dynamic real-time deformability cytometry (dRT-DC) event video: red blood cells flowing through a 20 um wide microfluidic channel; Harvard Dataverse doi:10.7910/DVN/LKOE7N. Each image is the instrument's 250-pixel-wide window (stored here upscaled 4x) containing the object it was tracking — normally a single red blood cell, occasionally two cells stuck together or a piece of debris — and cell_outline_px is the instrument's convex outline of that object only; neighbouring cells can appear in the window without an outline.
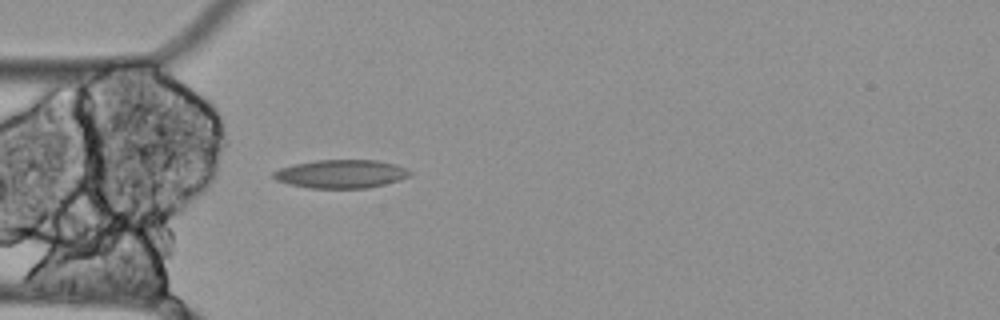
{"species": "Egyptian fruit bat (a non-hibernating species)", "species_latin": "Rousettus aegyptiacus", "temperature_condition": "cold", "stored_images_in_passage": 3, "camera_frame_rate_fps": 3000, "um_per_image_px": 0.085, "animal": {"sex": "female"}, "frame": {"image": 1, "passage_image": 3, "time_ms": 0.667, "image_size_px": [1000, 320], "cell_outline_px": [[412, 176], [400, 180], [368, 188], [312, 188], [288, 184], [276, 180], [272, 176], [272, 172], [280, 168], [292, 164], [316, 160], [376, 160], [396, 164], [412, 172]], "centroid_in_image_um": [28.99, 14.78], "position_along_channel_um": 56.0, "area_um2": 22.72}}